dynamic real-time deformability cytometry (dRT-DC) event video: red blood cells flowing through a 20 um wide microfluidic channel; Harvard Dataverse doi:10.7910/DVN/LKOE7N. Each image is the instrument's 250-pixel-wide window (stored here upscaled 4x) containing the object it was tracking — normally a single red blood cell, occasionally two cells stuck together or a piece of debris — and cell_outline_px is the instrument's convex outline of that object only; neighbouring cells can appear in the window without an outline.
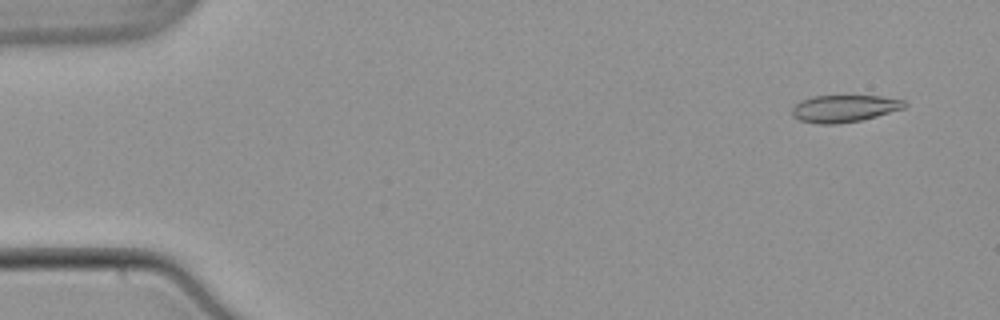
{"species": "common noctule bat (a hibernating species)", "species_latin": "Nyctalus noctula", "temperature_condition": "warm", "stored_images_in_passage": 53, "camera_frame_rate_fps": 3000, "um_per_image_px": 0.085, "animal": {"sex": "male", "body_mass_g": 21.5, "forearm_length_mm": 52.0}, "frame": {"image": 1, "passage_image": 4, "time_ms": 1.0, "image_size_px": [1000, 320], "cell_outline_px": [[908, 104], [904, 108], [876, 116], [860, 120], [840, 124], [816, 124], [800, 120], [792, 116], [792, 108], [800, 100], [812, 96], [880, 96], [904, 100]], "centroid_in_image_um": [71.74, 9.22], "position_along_channel_um": 13.3, "area_um2": 17.8}}
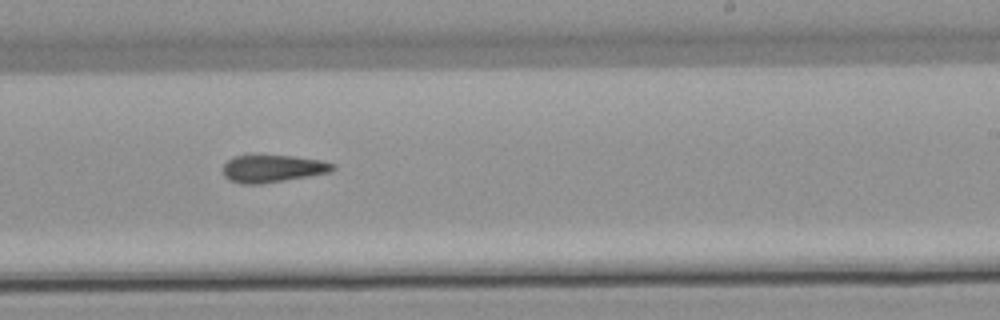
{"frame": {"image": 2, "passage_image": 33, "time_ms": 10.667, "image_size_px": [1000, 320], "cell_outline_px": [[336, 168], [328, 172], [260, 184], [240, 184], [228, 180], [224, 176], [224, 164], [232, 156], [292, 156], [324, 160], [336, 164]], "centroid_in_image_um": [23.17, 14.33], "position_along_channel_um": 265.8, "area_um2": 17.34}}
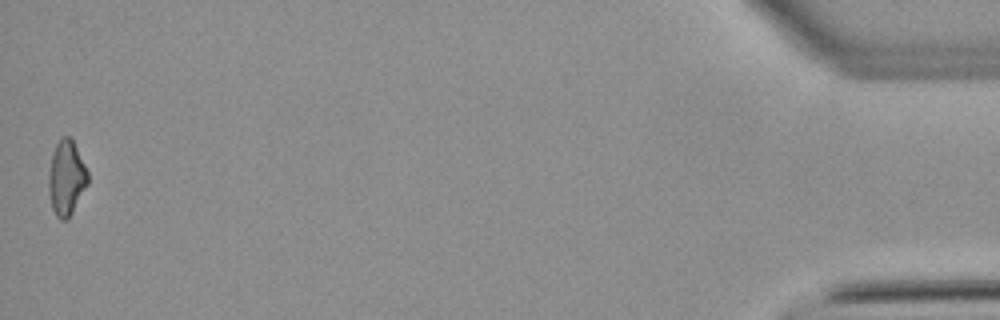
{"frame": {"image": 3, "passage_image": 53, "time_ms": 17.333, "image_size_px": [1000, 320], "cell_outline_px": [[88, 184], [68, 220], [60, 220], [56, 216], [52, 208], [48, 188], [48, 176], [52, 152], [60, 136], [68, 136], [72, 140], [88, 172]], "centroid_in_image_um": [5.63, 15.14], "position_along_channel_um": 429.6, "area_um2": 17.11}}